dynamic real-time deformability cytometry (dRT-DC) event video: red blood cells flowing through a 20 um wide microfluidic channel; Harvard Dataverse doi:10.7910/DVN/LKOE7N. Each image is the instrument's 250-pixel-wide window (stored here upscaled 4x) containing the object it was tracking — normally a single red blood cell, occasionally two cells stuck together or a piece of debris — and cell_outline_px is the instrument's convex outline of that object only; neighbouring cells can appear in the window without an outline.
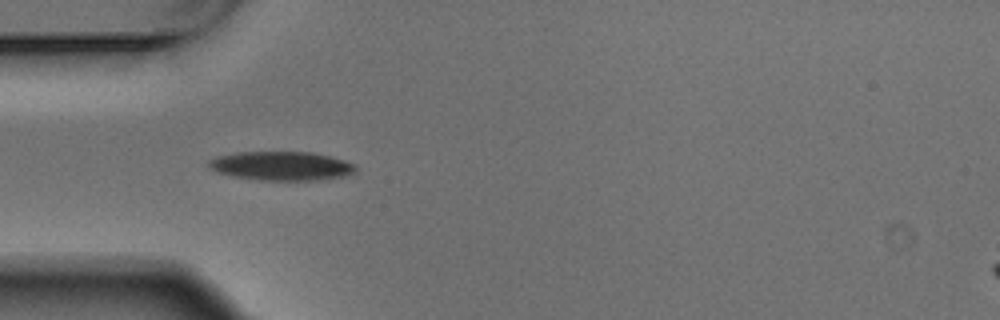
{"species": "Egyptian fruit bat (a non-hibernating species)", "species_latin": "Rousettus aegyptiacus", "temperature_condition": "warm", "stored_images_in_passage": 3, "camera_frame_rate_fps": 3000, "um_per_image_px": 0.085, "animal": {"sex": "male"}, "frame": {"image": 1, "passage_image": 2, "time_ms": 0.333, "image_size_px": [1000, 320], "cell_outline_px": [[356, 172], [344, 176], [320, 180], [256, 180], [232, 176], [216, 172], [208, 168], [208, 160], [216, 156], [236, 152], [312, 152], [344, 160], [356, 164]], "centroid_in_image_um": [23.89, 14.1], "position_along_channel_um": 61.1, "area_um2": 25.03}}
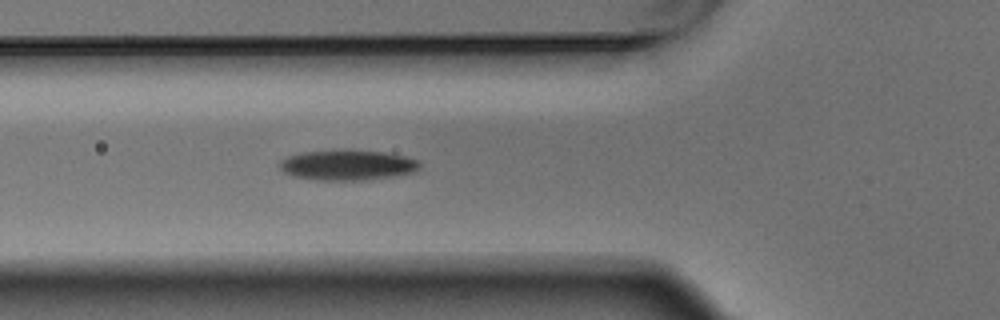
{"frame": {"image": 2, "passage_image": 3, "time_ms": 0.667, "image_size_px": [1000, 320], "cell_outline_px": [[420, 168], [416, 172], [396, 176], [364, 180], [316, 180], [292, 176], [284, 172], [276, 164], [280, 160], [288, 156], [300, 152], [392, 152], [408, 156], [420, 160]], "centroid_in_image_um": [29.58, 14.06], "position_along_channel_um": 96.2, "area_um2": 24.57}}